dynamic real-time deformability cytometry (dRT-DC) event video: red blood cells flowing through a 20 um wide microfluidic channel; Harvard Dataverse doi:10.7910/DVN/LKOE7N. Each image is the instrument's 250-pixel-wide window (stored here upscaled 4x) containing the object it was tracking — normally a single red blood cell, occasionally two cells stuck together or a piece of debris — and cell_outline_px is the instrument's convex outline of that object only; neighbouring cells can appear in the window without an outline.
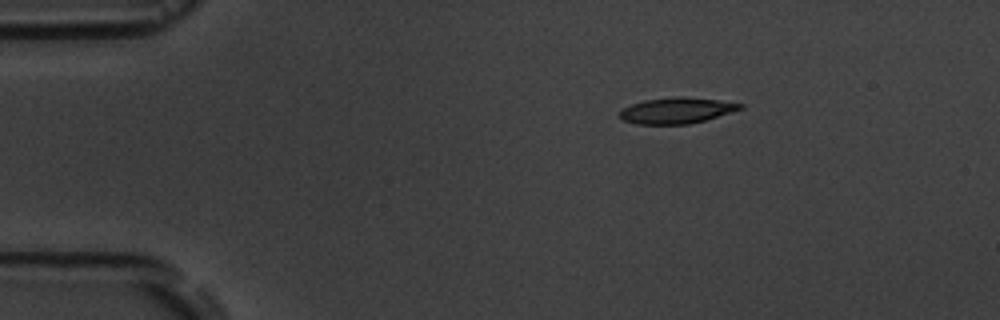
{"species": "common noctule bat (a hibernating species)", "species_latin": "Nyctalus noctula", "temperature_condition": "room temperature", "stored_images_in_passage": 3, "camera_frame_rate_fps": 3000, "um_per_image_px": 0.085, "animal": {"sex": "male", "body_mass_g": 19.5, "forearm_length_mm": 54.6}, "frame": {"image": 1, "passage_image": 1, "time_ms": 0.0, "image_size_px": [1000, 320], "cell_outline_px": [[744, 108], [732, 112], [704, 120], [688, 124], [636, 124], [624, 120], [620, 116], [620, 112], [624, 108], [632, 104], [644, 100], [676, 96], [684, 96], [716, 100], [744, 104]], "centroid_in_image_um": [57.53, 9.39], "position_along_channel_um": 27.5, "area_um2": 18.03}}